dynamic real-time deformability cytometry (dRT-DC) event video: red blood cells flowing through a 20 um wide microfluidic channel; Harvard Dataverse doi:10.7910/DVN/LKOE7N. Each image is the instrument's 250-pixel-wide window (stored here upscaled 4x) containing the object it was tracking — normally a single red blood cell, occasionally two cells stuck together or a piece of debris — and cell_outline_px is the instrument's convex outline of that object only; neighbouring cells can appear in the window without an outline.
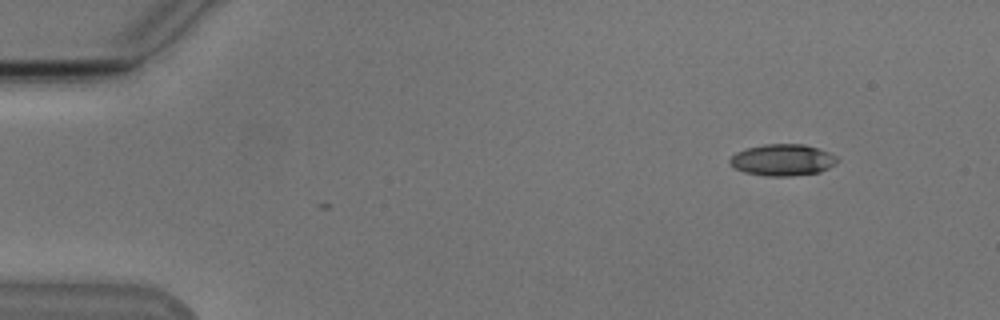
{"species": "Egyptian fruit bat (a non-hibernating species)", "species_latin": "Rousettus aegyptiacus", "temperature_condition": "cold", "stored_images_in_passage": 49, "camera_frame_rate_fps": 3000, "um_per_image_px": 0.085, "animal": {"sex": "male"}, "frame": {"image": 1, "passage_image": 1, "time_ms": 0.0, "image_size_px": [1000, 320], "cell_outline_px": [[840, 160], [836, 164], [820, 172], [792, 176], [764, 176], [744, 172], [728, 164], [728, 160], [736, 152], [744, 148], [764, 144], [804, 144], [828, 152], [836, 156]], "centroid_in_image_um": [66.5, 13.6], "position_along_channel_um": 18.5, "area_um2": 19.94}}
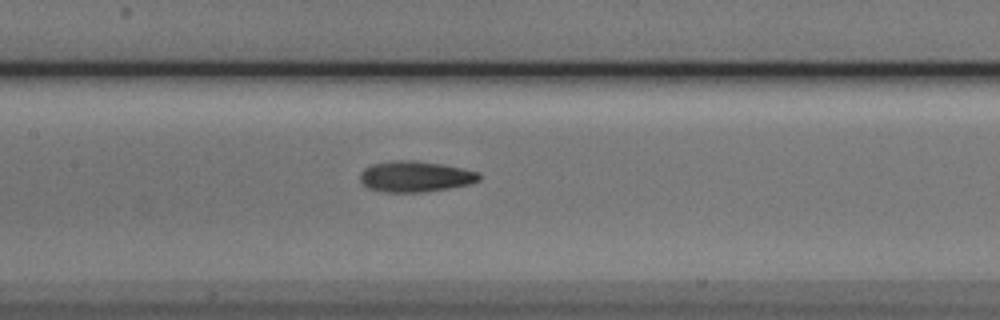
{"frame": {"image": 2, "passage_image": 21, "time_ms": 6.667, "image_size_px": [1000, 320], "cell_outline_px": [[480, 180], [468, 184], [448, 188], [424, 192], [384, 192], [368, 188], [360, 180], [360, 172], [364, 168], [372, 164], [396, 160], [416, 160], [440, 164], [480, 172]], "centroid_in_image_um": [35.28, 15.0], "position_along_channel_um": 172.1, "area_um2": 21.33}}
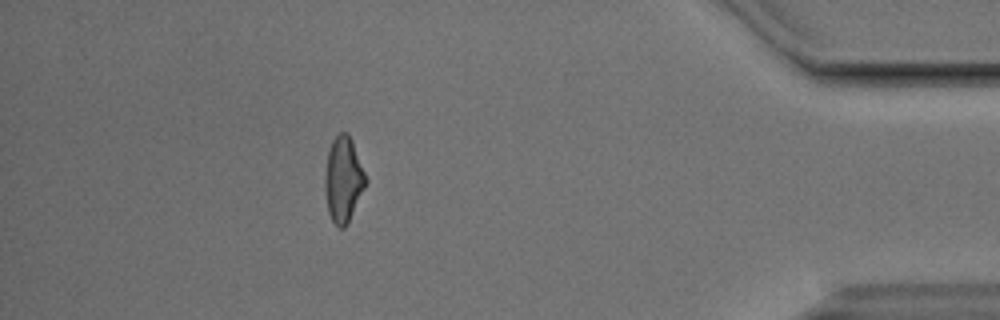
{"frame": {"image": 3, "passage_image": 43, "time_ms": 14.0, "image_size_px": [1000, 320], "cell_outline_px": [[368, 180], [348, 224], [344, 228], [340, 228], [332, 220], [328, 212], [324, 188], [324, 172], [328, 148], [332, 140], [340, 132], [348, 132], [352, 140]], "centroid_in_image_um": [29.17, 15.24], "position_along_channel_um": 406.0, "area_um2": 20.58}, "authors_computed_cell_mechanics": {"area_um2": 20.5768, "velocity_mm_per_s": 3.8392, "shape_relaxation_time_tau1_ms": 6.727, "shape_relaxation_time_tau2_ms": 3.2762, "deformation_change_tau1": 0.1872, "deformation_change_tau2": 0.115}}